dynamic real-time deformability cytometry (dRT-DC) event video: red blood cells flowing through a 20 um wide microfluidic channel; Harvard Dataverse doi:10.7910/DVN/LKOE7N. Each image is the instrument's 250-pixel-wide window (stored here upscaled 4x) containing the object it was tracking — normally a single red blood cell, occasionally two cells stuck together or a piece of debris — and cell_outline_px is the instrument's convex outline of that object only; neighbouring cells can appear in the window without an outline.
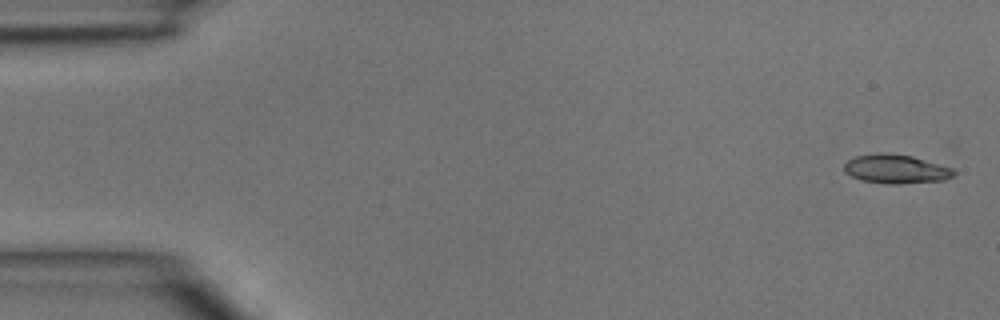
{"species": "common noctule bat (a hibernating species)", "species_latin": "Nyctalus noctula", "temperature_condition": "room temperature", "stored_images_in_passage": 4, "camera_frame_rate_fps": 3000, "um_per_image_px": 0.085, "animal": {"sex": "male", "body_mass_g": 15.6}, "frame": {"image": 1, "passage_image": 1, "time_ms": 0.0, "image_size_px": [1000, 320], "cell_outline_px": [[956, 172], [952, 176], [944, 180], [896, 184], [888, 184], [860, 180], [844, 172], [844, 164], [848, 160], [856, 156], [880, 152], [912, 156], [952, 168]], "centroid_in_image_um": [76.12, 14.37], "position_along_channel_um": 8.9, "area_um2": 18.38}}
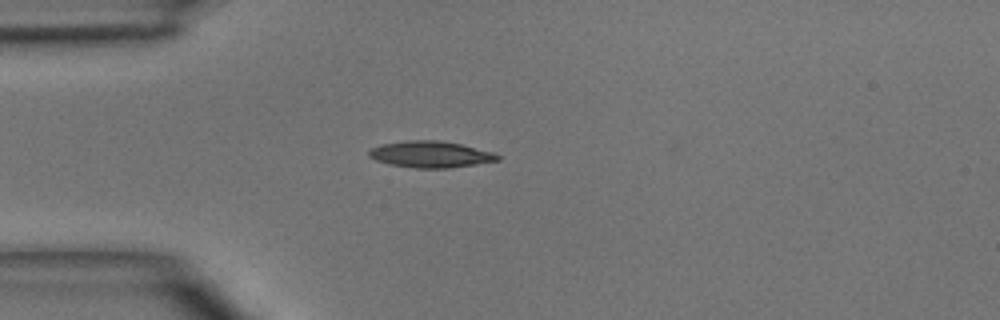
{"frame": {"image": 2, "passage_image": 4, "time_ms": 3.667, "image_size_px": [1000, 320], "cell_outline_px": [[500, 160], [476, 164], [448, 168], [416, 168], [388, 164], [376, 160], [368, 156], [368, 152], [372, 148], [380, 144], [408, 140], [440, 140], [460, 144], [492, 152], [500, 156]], "centroid_in_image_um": [36.57, 13.12], "position_along_channel_um": 48.4, "area_um2": 19.77}}